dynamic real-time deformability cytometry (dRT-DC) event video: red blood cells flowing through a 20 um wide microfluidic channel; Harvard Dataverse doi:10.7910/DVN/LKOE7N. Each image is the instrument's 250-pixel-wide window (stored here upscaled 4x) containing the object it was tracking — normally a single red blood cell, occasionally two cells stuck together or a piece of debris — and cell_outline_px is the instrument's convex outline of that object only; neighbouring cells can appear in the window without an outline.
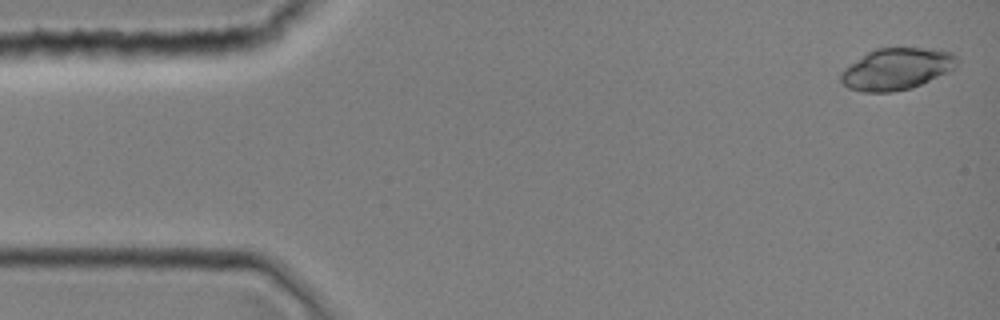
{"species": "common noctule bat (a hibernating species)", "species_latin": "Nyctalus noctula", "temperature_condition": "room temperature", "stored_images_in_passage": 38, "camera_frame_rate_fps": 3000, "um_per_image_px": 0.085, "animal": {"sex": "female", "body_mass_g": 19.0, "forearm_length_mm": 51.5}, "frame": {"image": 1, "passage_image": 1, "time_ms": 0.0, "image_size_px": [1000, 320], "cell_outline_px": [[956, 68], [948, 72], [912, 88], [892, 92], [864, 92], [848, 88], [840, 80], [840, 72], [844, 68], [868, 52], [876, 48], [940, 48], [952, 52], [956, 56]], "centroid_in_image_um": [76.23, 5.85], "position_along_channel_um": 8.8, "area_um2": 28.32}}
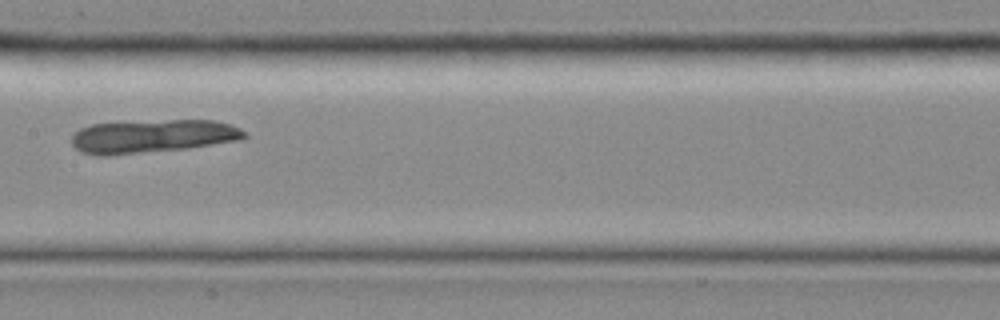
{"frame": {"image": 2, "passage_image": 19, "time_ms": 6.0, "image_size_px": [1000, 320], "cell_outline_px": [[248, 136], [244, 140], [188, 148], [112, 156], [96, 156], [80, 152], [72, 144], [72, 136], [80, 128], [92, 124], [168, 120], [216, 120], [232, 124], [240, 128]], "centroid_in_image_um": [13.01, 11.59], "position_along_channel_um": 194.4, "area_um2": 33.93}}
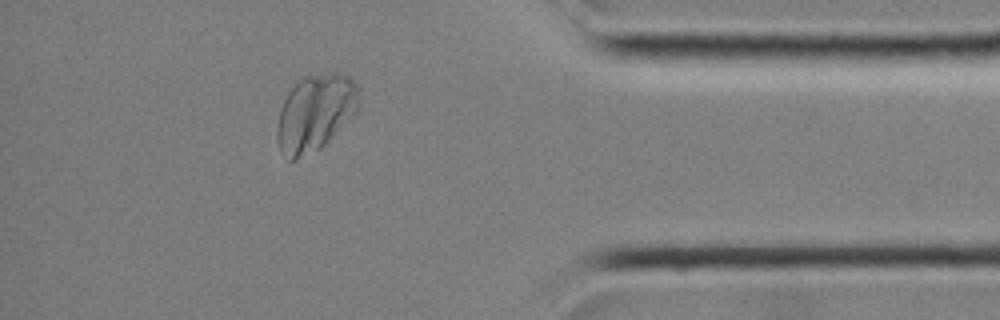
{"frame": {"image": 3, "passage_image": 33, "time_ms": 10.667, "image_size_px": [1000, 320], "cell_outline_px": [[360, 96], [356, 112], [320, 148], [296, 160], [288, 160], [280, 152], [276, 140], [276, 128], [280, 108], [288, 92], [304, 76], [332, 72], [340, 72], [348, 76], [360, 88]], "centroid_in_image_um": [26.77, 9.58], "position_along_channel_um": 408.4, "area_um2": 36.59}}